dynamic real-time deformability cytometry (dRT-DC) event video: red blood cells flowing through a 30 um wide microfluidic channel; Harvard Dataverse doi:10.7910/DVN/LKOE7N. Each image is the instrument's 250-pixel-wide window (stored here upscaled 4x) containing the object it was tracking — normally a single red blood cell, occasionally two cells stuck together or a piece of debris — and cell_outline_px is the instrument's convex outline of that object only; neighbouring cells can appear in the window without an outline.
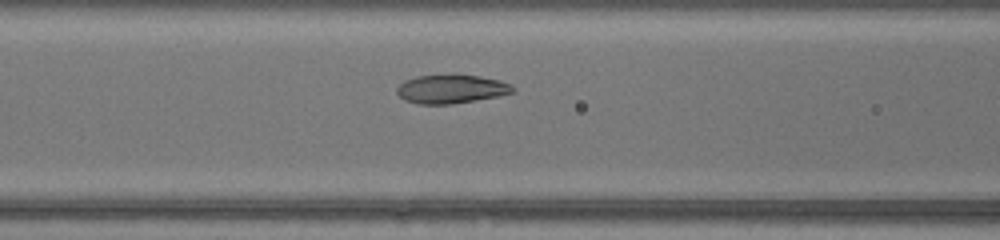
{"species": "common noctule bat (a hibernating species)", "species_latin": "Nyctalus noctula", "temperature_condition": "warm", "stored_images_in_passage": 39, "camera_frame_rate_fps": 3000, "um_per_image_px": 0.085, "animal": {"sex": "female", "body_mass_g": 17.0, "forearm_length_mm": 48.0}, "frame": {"image": 1, "passage_image": 12, "time_ms": 3.667, "image_size_px": [1000, 240], "cell_outline_px": [[516, 92], [496, 96], [452, 104], [416, 104], [404, 100], [396, 92], [396, 88], [404, 80], [416, 76], [452, 72], [480, 76], [500, 80], [516, 88]], "centroid_in_image_um": [38.32, 7.53], "position_along_channel_um": 128.3, "area_um2": 20.0}}
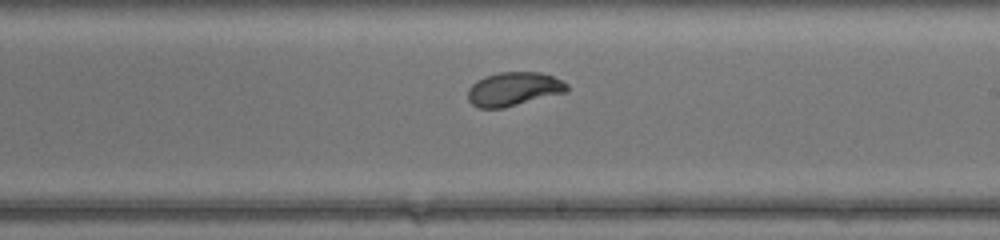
{"frame": {"image": 2, "passage_image": 20, "time_ms": 6.333, "image_size_px": [1000, 240], "cell_outline_px": [[568, 92], [504, 108], [480, 108], [472, 104], [468, 100], [468, 88], [476, 80], [484, 76], [500, 72], [540, 72], [552, 76], [568, 84]], "centroid_in_image_um": [43.66, 7.57], "position_along_channel_um": 245.3, "area_um2": 19.65}}
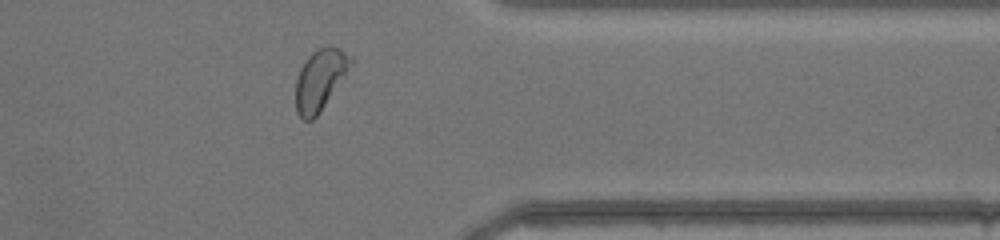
{"frame": {"image": 3, "passage_image": 30, "time_ms": 9.667, "image_size_px": [1000, 240], "cell_outline_px": [[352, 60], [344, 76], [320, 112], [312, 120], [304, 120], [296, 112], [296, 80], [300, 68], [308, 56], [316, 48], [328, 44], [340, 48], [352, 56]], "centroid_in_image_um": [27.18, 6.73], "position_along_channel_um": 384.2, "area_um2": 19.36}, "authors_computed_cell_mechanics": {"area_um2": 19.7098, "velocity_mm_per_s": 4.4034, "shape_relaxation_time_tau1_ms": 3.0434, "shape_relaxation_time_tau2_ms": null, "deformation_change_tau1": 0.1509, "deformation_change_tau2": null}}